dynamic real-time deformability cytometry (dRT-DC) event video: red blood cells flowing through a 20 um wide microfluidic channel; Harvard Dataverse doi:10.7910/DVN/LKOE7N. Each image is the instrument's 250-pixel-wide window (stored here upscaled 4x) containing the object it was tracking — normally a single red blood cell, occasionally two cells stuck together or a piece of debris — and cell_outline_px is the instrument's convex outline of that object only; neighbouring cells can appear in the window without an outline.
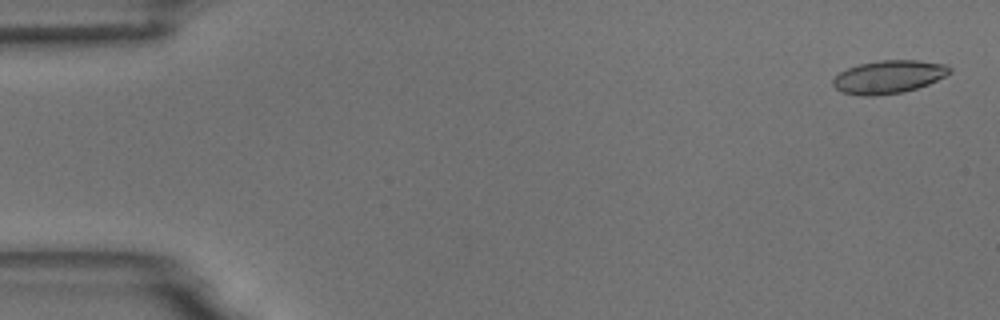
{"species": "common noctule bat (a hibernating species)", "species_latin": "Nyctalus noctula", "temperature_condition": "room temperature", "stored_images_in_passage": 5, "camera_frame_rate_fps": 3000, "um_per_image_px": 0.085, "animal": {"sex": "male", "body_mass_g": 18.8}, "frame": {"image": 1, "passage_image": 1, "time_ms": 0.0, "image_size_px": [1000, 320], "cell_outline_px": [[952, 72], [928, 84], [904, 92], [872, 96], [860, 96], [840, 92], [832, 84], [832, 80], [840, 72], [848, 68], [860, 64], [880, 60], [916, 60], [948, 64], [952, 68]], "centroid_in_image_um": [75.54, 6.53], "position_along_channel_um": 9.5, "area_um2": 22.54}}